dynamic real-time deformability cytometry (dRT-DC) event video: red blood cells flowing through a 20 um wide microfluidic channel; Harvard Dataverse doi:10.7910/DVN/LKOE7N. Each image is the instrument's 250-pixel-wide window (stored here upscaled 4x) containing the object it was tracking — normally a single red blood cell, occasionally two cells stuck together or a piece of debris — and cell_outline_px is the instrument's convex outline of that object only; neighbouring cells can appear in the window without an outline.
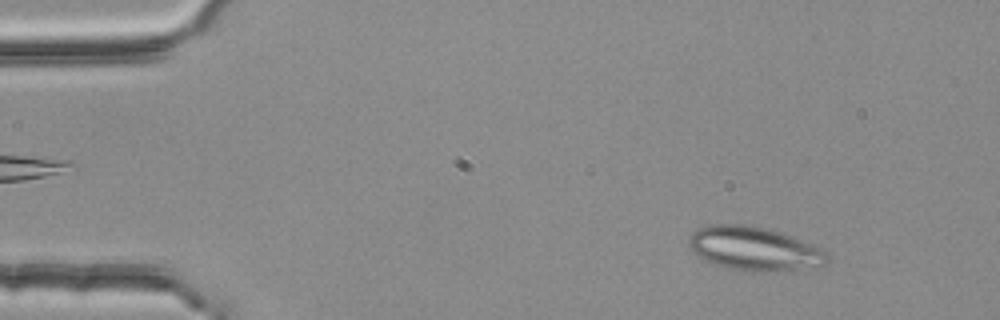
{"species": "common noctule bat (a hibernating species)", "species_latin": "Nyctalus noctula", "temperature_condition": "room temperature", "stored_images_in_passage": 51, "segment_of_instrument_passage": [1, 2], "camera_frame_rate_fps": 3000, "um_per_image_px": 0.085, "animal": {"sex": "female", "body_mass_g": 25.1}, "frame": {"image": 1, "passage_image": 6, "time_ms": 1.667, "image_size_px": [1000, 320], "cell_outline_px": [[828, 260], [824, 264], [772, 272], [752, 272], [728, 268], [704, 260], [696, 256], [688, 244], [688, 240], [692, 232], [708, 224], [744, 224], [764, 228], [792, 236], [824, 252], [828, 256]], "centroid_in_image_um": [64.0, 21.13], "position_along_channel_um": 21.0, "area_um2": 34.74}}